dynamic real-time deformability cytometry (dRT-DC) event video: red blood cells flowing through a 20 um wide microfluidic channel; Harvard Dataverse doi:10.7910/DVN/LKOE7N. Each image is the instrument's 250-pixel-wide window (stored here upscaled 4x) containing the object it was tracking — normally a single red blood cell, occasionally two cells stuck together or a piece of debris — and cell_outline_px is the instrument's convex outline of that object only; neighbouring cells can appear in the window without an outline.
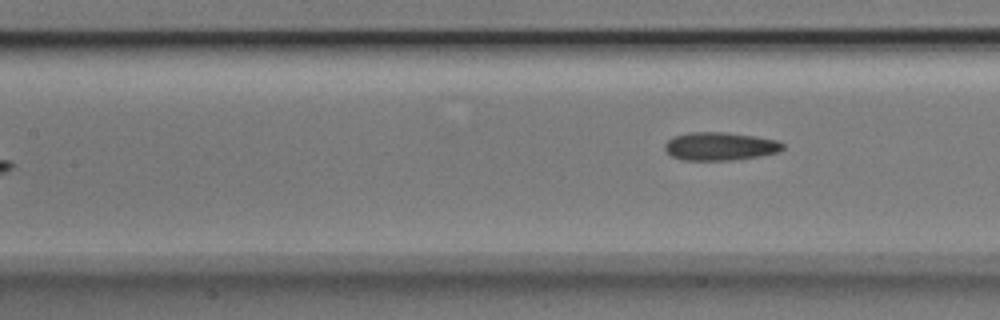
{"species": "Egyptian fruit bat (a non-hibernating species)", "species_latin": "Rousettus aegyptiacus", "temperature_condition": "room temperature", "stored_images_in_passage": 8, "camera_frame_rate_fps": 3000, "um_per_image_px": 0.085, "animal": {"sex": "male"}, "frame": {"image": 1, "passage_image": 8, "time_ms": 2.333, "image_size_px": [1000, 320], "cell_outline_px": [[784, 148], [776, 152], [760, 156], [732, 160], [680, 160], [672, 156], [664, 148], [664, 144], [672, 136], [688, 132], [724, 132], [756, 136], [776, 140], [784, 144]], "centroid_in_image_um": [61.17, 12.43], "position_along_channel_um": 146.2, "area_um2": 19.42}}